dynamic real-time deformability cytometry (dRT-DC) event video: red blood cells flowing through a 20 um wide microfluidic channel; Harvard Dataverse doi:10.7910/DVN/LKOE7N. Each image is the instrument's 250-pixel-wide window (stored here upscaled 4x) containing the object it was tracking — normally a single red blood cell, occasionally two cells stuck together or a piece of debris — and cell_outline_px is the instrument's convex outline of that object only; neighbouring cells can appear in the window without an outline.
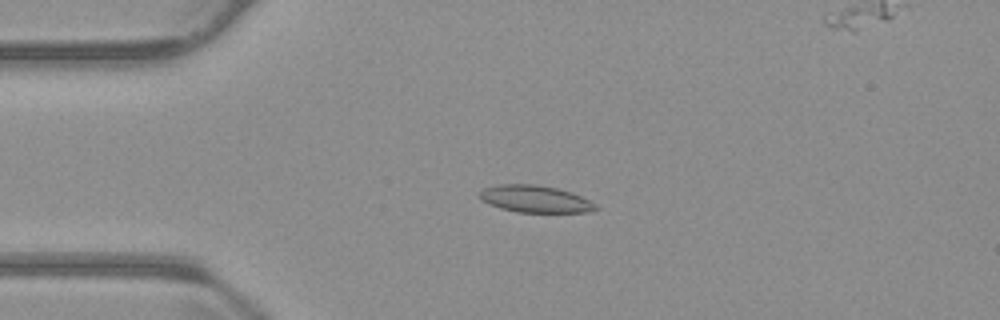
{"species": "common noctule bat (a hibernating species)", "species_latin": "Nyctalus noctula", "temperature_condition": "warm", "stored_images_in_passage": 56, "camera_frame_rate_fps": 3000, "um_per_image_px": 0.085, "animal": {"sex": "male", "body_mass_g": 23.1, "forearm_length_mm": 52.7}, "frame": {"image": 1, "passage_image": 13, "time_ms": 4.0, "image_size_px": [1000, 320], "cell_outline_px": [[600, 208], [588, 212], [516, 212], [500, 208], [488, 204], [480, 200], [476, 196], [476, 192], [484, 188], [500, 184], [536, 184], [556, 188], [572, 192], [596, 204]], "centroid_in_image_um": [45.42, 16.91], "position_along_channel_um": 39.6, "area_um2": 18.55}}
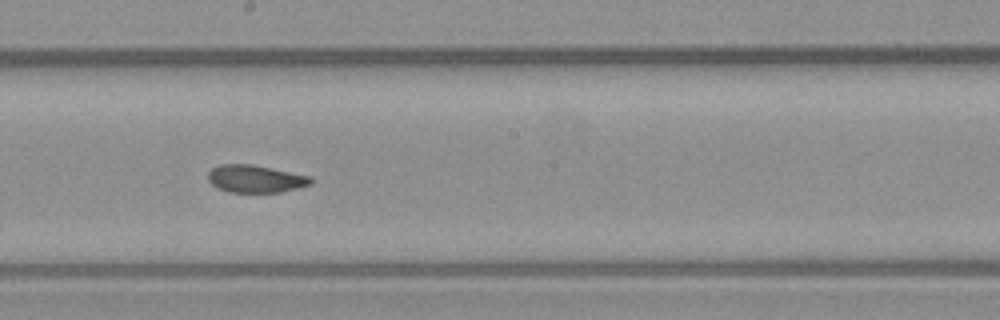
{"frame": {"image": 2, "passage_image": 30, "time_ms": 9.667, "image_size_px": [1000, 320], "cell_outline_px": [[312, 184], [280, 192], [228, 192], [216, 188], [208, 180], [208, 172], [212, 168], [220, 164], [252, 164], [312, 176]], "centroid_in_image_um": [21.7, 15.19], "position_along_channel_um": 226.5, "area_um2": 16.59}}
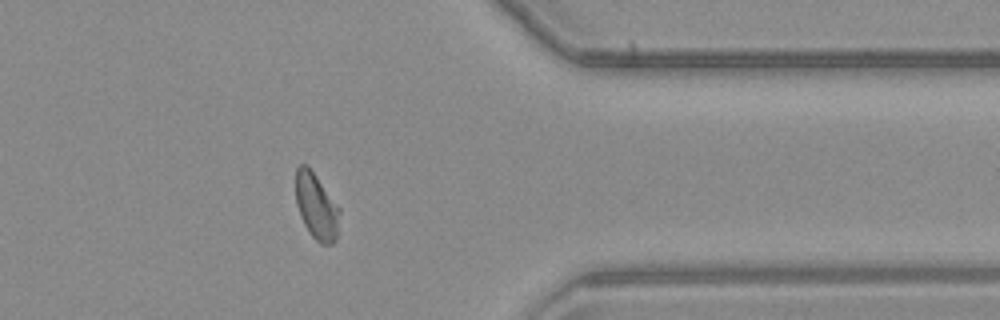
{"frame": {"image": 3, "passage_image": 44, "time_ms": 14.333, "image_size_px": [1000, 320], "cell_outline_px": [[340, 212], [336, 240], [332, 244], [320, 244], [308, 232], [300, 216], [296, 204], [296, 168], [300, 164], [308, 164], [340, 208]], "centroid_in_image_um": [26.89, 17.53], "position_along_channel_um": 384.5, "area_um2": 17.05}, "authors_computed_cell_mechanics": {"area_um2": 17.2822, "velocity_mm_per_s": 3.7481, "shape_relaxation_time_tau1_ms": null, "shape_relaxation_time_tau2_ms": 2.3266, "deformation_change_tau1": null, "deformation_change_tau2": 0.0708}}